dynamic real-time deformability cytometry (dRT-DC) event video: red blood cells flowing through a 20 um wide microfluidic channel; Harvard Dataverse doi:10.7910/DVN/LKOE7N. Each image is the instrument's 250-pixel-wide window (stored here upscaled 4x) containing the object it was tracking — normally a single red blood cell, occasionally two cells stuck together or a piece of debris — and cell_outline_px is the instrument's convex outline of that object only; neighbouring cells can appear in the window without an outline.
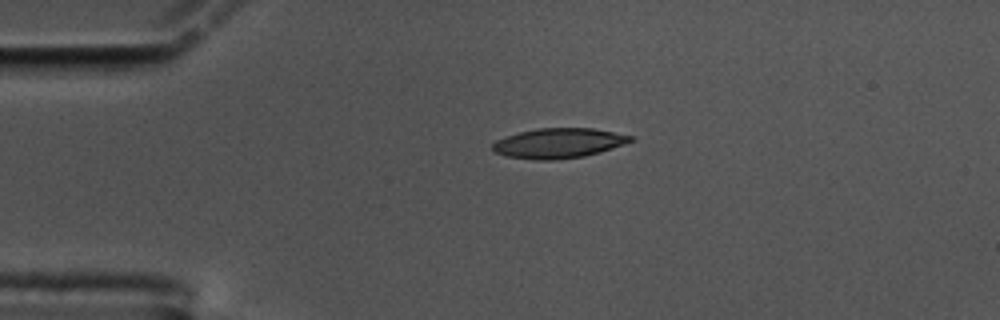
{"species": "common noctule bat (a hibernating species)", "species_latin": "Nyctalus noctula", "temperature_condition": "cold", "stored_images_in_passage": 46, "camera_frame_rate_fps": 3000, "um_per_image_px": 0.085, "animal": {"sex": "male", "body_mass_g": 17.5, "forearm_length_mm": 52.3}, "frame": {"image": 1, "passage_image": 1, "time_ms": 0.0, "image_size_px": [1000, 320], "cell_outline_px": [[632, 140], [624, 144], [600, 152], [584, 156], [552, 160], [536, 160], [504, 156], [492, 152], [492, 144], [496, 140], [504, 136], [536, 128], [592, 128], [632, 136]], "centroid_in_image_um": [47.4, 12.17], "position_along_channel_um": 37.6, "area_um2": 24.04}}
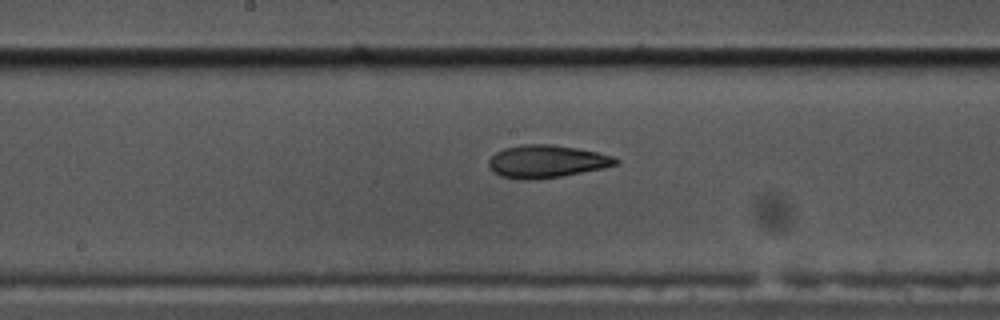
{"frame": {"image": 2, "passage_image": 18, "time_ms": 5.667, "image_size_px": [1000, 320], "cell_outline_px": [[620, 160], [616, 164], [604, 168], [560, 176], [536, 180], [520, 180], [500, 176], [492, 172], [488, 168], [488, 160], [496, 152], [504, 148], [524, 144], [552, 144], [576, 148], [596, 152], [612, 156]], "centroid_in_image_um": [46.4, 13.73], "position_along_channel_um": 201.8, "area_um2": 24.28}}
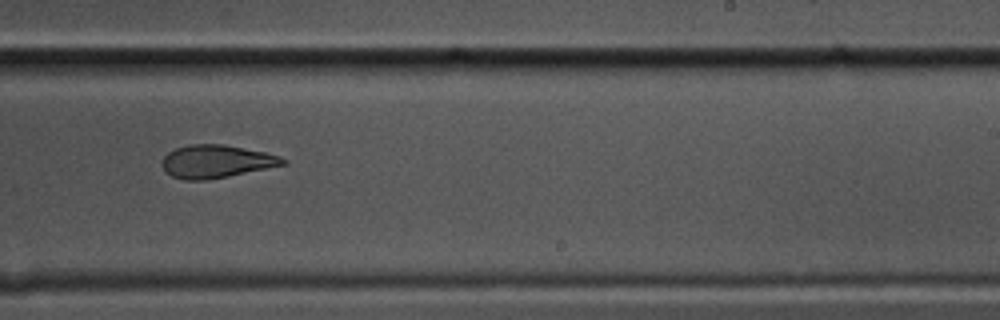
{"frame": {"image": 3, "passage_image": 24, "time_ms": 7.667, "image_size_px": [1000, 320], "cell_outline_px": [[288, 164], [228, 176], [204, 180], [184, 180], [172, 176], [164, 168], [164, 156], [168, 152], [176, 148], [188, 144], [224, 144], [264, 152], [280, 156], [288, 160]], "centroid_in_image_um": [18.43, 13.71], "position_along_channel_um": 270.6, "area_um2": 23.0}, "authors_computed_cell_mechanics": {"area_um2": 24.2182, "velocity_mm_per_s": 3.4507, "shape_relaxation_time_tau1_ms": 10.3941, "shape_relaxation_time_tau2_ms": 3.307, "deformation_change_tau1": 0.256, "deformation_change_tau2": 0.1009}}